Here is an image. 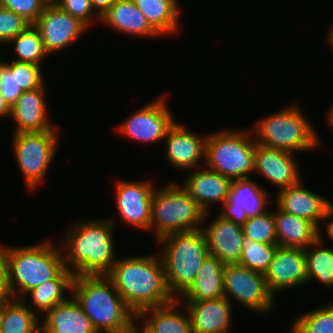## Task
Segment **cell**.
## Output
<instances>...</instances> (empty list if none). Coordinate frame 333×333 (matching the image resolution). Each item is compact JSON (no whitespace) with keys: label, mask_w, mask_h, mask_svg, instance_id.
<instances>
[{"label":"cell","mask_w":333,"mask_h":333,"mask_svg":"<svg viewBox=\"0 0 333 333\" xmlns=\"http://www.w3.org/2000/svg\"><path fill=\"white\" fill-rule=\"evenodd\" d=\"M106 276L136 316L142 310L175 299L167 286L164 265L158 253L116 259Z\"/></svg>","instance_id":"1"},{"label":"cell","mask_w":333,"mask_h":333,"mask_svg":"<svg viewBox=\"0 0 333 333\" xmlns=\"http://www.w3.org/2000/svg\"><path fill=\"white\" fill-rule=\"evenodd\" d=\"M87 219L75 221L62 235L65 268L74 276L106 275L117 259L113 237L116 221L113 217Z\"/></svg>","instance_id":"2"},{"label":"cell","mask_w":333,"mask_h":333,"mask_svg":"<svg viewBox=\"0 0 333 333\" xmlns=\"http://www.w3.org/2000/svg\"><path fill=\"white\" fill-rule=\"evenodd\" d=\"M71 295L97 333H127L136 322V315L106 275L74 276Z\"/></svg>","instance_id":"3"},{"label":"cell","mask_w":333,"mask_h":333,"mask_svg":"<svg viewBox=\"0 0 333 333\" xmlns=\"http://www.w3.org/2000/svg\"><path fill=\"white\" fill-rule=\"evenodd\" d=\"M6 257L8 284L15 299H23L42 282L55 279L64 269L61 247L50 240L30 246H1Z\"/></svg>","instance_id":"4"},{"label":"cell","mask_w":333,"mask_h":333,"mask_svg":"<svg viewBox=\"0 0 333 333\" xmlns=\"http://www.w3.org/2000/svg\"><path fill=\"white\" fill-rule=\"evenodd\" d=\"M166 283L178 299L193 283L203 261L209 255L207 239L202 228L169 234L159 239Z\"/></svg>","instance_id":"5"},{"label":"cell","mask_w":333,"mask_h":333,"mask_svg":"<svg viewBox=\"0 0 333 333\" xmlns=\"http://www.w3.org/2000/svg\"><path fill=\"white\" fill-rule=\"evenodd\" d=\"M295 104L263 117L250 127L255 142L259 145L292 153L305 152L321 145L315 128ZM256 135V136H255Z\"/></svg>","instance_id":"6"},{"label":"cell","mask_w":333,"mask_h":333,"mask_svg":"<svg viewBox=\"0 0 333 333\" xmlns=\"http://www.w3.org/2000/svg\"><path fill=\"white\" fill-rule=\"evenodd\" d=\"M207 216L182 186L169 182L154 190L149 230L154 229L158 241L169 234L202 228Z\"/></svg>","instance_id":"7"},{"label":"cell","mask_w":333,"mask_h":333,"mask_svg":"<svg viewBox=\"0 0 333 333\" xmlns=\"http://www.w3.org/2000/svg\"><path fill=\"white\" fill-rule=\"evenodd\" d=\"M255 147L250 128L208 134L204 166L231 181L248 178L254 171Z\"/></svg>","instance_id":"8"},{"label":"cell","mask_w":333,"mask_h":333,"mask_svg":"<svg viewBox=\"0 0 333 333\" xmlns=\"http://www.w3.org/2000/svg\"><path fill=\"white\" fill-rule=\"evenodd\" d=\"M59 129L13 134L12 149L28 190L33 191L46 179L58 150Z\"/></svg>","instance_id":"9"},{"label":"cell","mask_w":333,"mask_h":333,"mask_svg":"<svg viewBox=\"0 0 333 333\" xmlns=\"http://www.w3.org/2000/svg\"><path fill=\"white\" fill-rule=\"evenodd\" d=\"M223 285L224 297L230 302L233 299L254 313H267L275 307V296L269 291L263 273L239 264H227Z\"/></svg>","instance_id":"10"},{"label":"cell","mask_w":333,"mask_h":333,"mask_svg":"<svg viewBox=\"0 0 333 333\" xmlns=\"http://www.w3.org/2000/svg\"><path fill=\"white\" fill-rule=\"evenodd\" d=\"M165 103V99L159 97L139 108L116 126V132L145 144L163 141L168 129L176 121Z\"/></svg>","instance_id":"11"},{"label":"cell","mask_w":333,"mask_h":333,"mask_svg":"<svg viewBox=\"0 0 333 333\" xmlns=\"http://www.w3.org/2000/svg\"><path fill=\"white\" fill-rule=\"evenodd\" d=\"M33 25L39 31L48 55L72 46L88 30L83 22L61 10L55 3H48Z\"/></svg>","instance_id":"12"},{"label":"cell","mask_w":333,"mask_h":333,"mask_svg":"<svg viewBox=\"0 0 333 333\" xmlns=\"http://www.w3.org/2000/svg\"><path fill=\"white\" fill-rule=\"evenodd\" d=\"M249 178L231 181L227 200L221 205L222 209L218 213L241 226L248 218L265 213L266 207L273 202L268 199L271 196L267 193L269 191Z\"/></svg>","instance_id":"13"},{"label":"cell","mask_w":333,"mask_h":333,"mask_svg":"<svg viewBox=\"0 0 333 333\" xmlns=\"http://www.w3.org/2000/svg\"><path fill=\"white\" fill-rule=\"evenodd\" d=\"M117 210L120 219L139 230L149 229L151 203L155 188L150 181H120L115 184Z\"/></svg>","instance_id":"14"},{"label":"cell","mask_w":333,"mask_h":333,"mask_svg":"<svg viewBox=\"0 0 333 333\" xmlns=\"http://www.w3.org/2000/svg\"><path fill=\"white\" fill-rule=\"evenodd\" d=\"M264 277L269 291L275 298L280 291L306 285L307 267L304 249L277 246Z\"/></svg>","instance_id":"15"},{"label":"cell","mask_w":333,"mask_h":333,"mask_svg":"<svg viewBox=\"0 0 333 333\" xmlns=\"http://www.w3.org/2000/svg\"><path fill=\"white\" fill-rule=\"evenodd\" d=\"M276 193L275 205L280 210L309 220L321 232V228L326 227V220L333 202L304 187L302 180ZM322 223H324L323 226Z\"/></svg>","instance_id":"16"},{"label":"cell","mask_w":333,"mask_h":333,"mask_svg":"<svg viewBox=\"0 0 333 333\" xmlns=\"http://www.w3.org/2000/svg\"><path fill=\"white\" fill-rule=\"evenodd\" d=\"M207 136L191 132L181 122L175 121L163 140L168 163L181 171L203 167Z\"/></svg>","instance_id":"17"},{"label":"cell","mask_w":333,"mask_h":333,"mask_svg":"<svg viewBox=\"0 0 333 333\" xmlns=\"http://www.w3.org/2000/svg\"><path fill=\"white\" fill-rule=\"evenodd\" d=\"M294 154L289 151L265 147L256 143L254 171L274 186L278 191L298 184L302 178Z\"/></svg>","instance_id":"18"},{"label":"cell","mask_w":333,"mask_h":333,"mask_svg":"<svg viewBox=\"0 0 333 333\" xmlns=\"http://www.w3.org/2000/svg\"><path fill=\"white\" fill-rule=\"evenodd\" d=\"M47 90L45 83L41 88L22 92L11 108L10 118H13L16 123L13 134L43 132L59 128L49 118L45 98Z\"/></svg>","instance_id":"19"},{"label":"cell","mask_w":333,"mask_h":333,"mask_svg":"<svg viewBox=\"0 0 333 333\" xmlns=\"http://www.w3.org/2000/svg\"><path fill=\"white\" fill-rule=\"evenodd\" d=\"M207 239L209 255L224 265L238 264L243 250V228L231 220L217 215L214 221L202 227Z\"/></svg>","instance_id":"20"},{"label":"cell","mask_w":333,"mask_h":333,"mask_svg":"<svg viewBox=\"0 0 333 333\" xmlns=\"http://www.w3.org/2000/svg\"><path fill=\"white\" fill-rule=\"evenodd\" d=\"M192 326V333H228L231 331L232 302L226 297L200 301H183Z\"/></svg>","instance_id":"21"},{"label":"cell","mask_w":333,"mask_h":333,"mask_svg":"<svg viewBox=\"0 0 333 333\" xmlns=\"http://www.w3.org/2000/svg\"><path fill=\"white\" fill-rule=\"evenodd\" d=\"M181 186L194 198L205 213L212 205L223 204L228 197L231 180L205 166L188 172Z\"/></svg>","instance_id":"22"},{"label":"cell","mask_w":333,"mask_h":333,"mask_svg":"<svg viewBox=\"0 0 333 333\" xmlns=\"http://www.w3.org/2000/svg\"><path fill=\"white\" fill-rule=\"evenodd\" d=\"M68 295L67 300L45 313L41 333H97L71 292Z\"/></svg>","instance_id":"23"},{"label":"cell","mask_w":333,"mask_h":333,"mask_svg":"<svg viewBox=\"0 0 333 333\" xmlns=\"http://www.w3.org/2000/svg\"><path fill=\"white\" fill-rule=\"evenodd\" d=\"M182 303L175 298L168 304L142 310L136 316V321L141 322L140 326L147 333H192L187 309L184 312L177 309Z\"/></svg>","instance_id":"24"},{"label":"cell","mask_w":333,"mask_h":333,"mask_svg":"<svg viewBox=\"0 0 333 333\" xmlns=\"http://www.w3.org/2000/svg\"><path fill=\"white\" fill-rule=\"evenodd\" d=\"M100 22L114 30L135 37L158 38L160 36L132 0H116L101 16Z\"/></svg>","instance_id":"25"},{"label":"cell","mask_w":333,"mask_h":333,"mask_svg":"<svg viewBox=\"0 0 333 333\" xmlns=\"http://www.w3.org/2000/svg\"><path fill=\"white\" fill-rule=\"evenodd\" d=\"M277 244L280 247L306 249L322 232L309 220L286 213L275 206Z\"/></svg>","instance_id":"26"},{"label":"cell","mask_w":333,"mask_h":333,"mask_svg":"<svg viewBox=\"0 0 333 333\" xmlns=\"http://www.w3.org/2000/svg\"><path fill=\"white\" fill-rule=\"evenodd\" d=\"M224 267L217 257L208 255L193 283L178 299L200 301L224 297Z\"/></svg>","instance_id":"27"},{"label":"cell","mask_w":333,"mask_h":333,"mask_svg":"<svg viewBox=\"0 0 333 333\" xmlns=\"http://www.w3.org/2000/svg\"><path fill=\"white\" fill-rule=\"evenodd\" d=\"M145 15L151 27L160 35L167 36L179 31L180 11L178 0H132Z\"/></svg>","instance_id":"28"},{"label":"cell","mask_w":333,"mask_h":333,"mask_svg":"<svg viewBox=\"0 0 333 333\" xmlns=\"http://www.w3.org/2000/svg\"><path fill=\"white\" fill-rule=\"evenodd\" d=\"M73 280L74 273L65 268L55 279L42 282L38 287L29 291L22 300L26 301V297L29 295V298L31 297V300H29L32 305L31 309L36 313L44 312V315L55 305L69 298L65 295V292L72 291Z\"/></svg>","instance_id":"29"},{"label":"cell","mask_w":333,"mask_h":333,"mask_svg":"<svg viewBox=\"0 0 333 333\" xmlns=\"http://www.w3.org/2000/svg\"><path fill=\"white\" fill-rule=\"evenodd\" d=\"M22 299L3 302L1 333H41V319Z\"/></svg>","instance_id":"30"},{"label":"cell","mask_w":333,"mask_h":333,"mask_svg":"<svg viewBox=\"0 0 333 333\" xmlns=\"http://www.w3.org/2000/svg\"><path fill=\"white\" fill-rule=\"evenodd\" d=\"M323 239L321 235L314 243L304 249L307 284L313 280H318L322 285L331 288L333 286V248H322L324 246L322 245Z\"/></svg>","instance_id":"31"},{"label":"cell","mask_w":333,"mask_h":333,"mask_svg":"<svg viewBox=\"0 0 333 333\" xmlns=\"http://www.w3.org/2000/svg\"><path fill=\"white\" fill-rule=\"evenodd\" d=\"M8 45L14 46L15 57L13 61L25 62L34 65H39L48 57L43 47V41L39 31L31 24L25 31L21 32L10 40Z\"/></svg>","instance_id":"32"},{"label":"cell","mask_w":333,"mask_h":333,"mask_svg":"<svg viewBox=\"0 0 333 333\" xmlns=\"http://www.w3.org/2000/svg\"><path fill=\"white\" fill-rule=\"evenodd\" d=\"M291 329L295 333H333V303L299 314Z\"/></svg>","instance_id":"33"},{"label":"cell","mask_w":333,"mask_h":333,"mask_svg":"<svg viewBox=\"0 0 333 333\" xmlns=\"http://www.w3.org/2000/svg\"><path fill=\"white\" fill-rule=\"evenodd\" d=\"M242 245V255L238 264L265 274L278 244H264L244 237Z\"/></svg>","instance_id":"34"},{"label":"cell","mask_w":333,"mask_h":333,"mask_svg":"<svg viewBox=\"0 0 333 333\" xmlns=\"http://www.w3.org/2000/svg\"><path fill=\"white\" fill-rule=\"evenodd\" d=\"M243 235L264 244H277L274 211L248 218L242 226Z\"/></svg>","instance_id":"35"},{"label":"cell","mask_w":333,"mask_h":333,"mask_svg":"<svg viewBox=\"0 0 333 333\" xmlns=\"http://www.w3.org/2000/svg\"><path fill=\"white\" fill-rule=\"evenodd\" d=\"M30 25L24 17L0 5V44H7Z\"/></svg>","instance_id":"36"},{"label":"cell","mask_w":333,"mask_h":333,"mask_svg":"<svg viewBox=\"0 0 333 333\" xmlns=\"http://www.w3.org/2000/svg\"><path fill=\"white\" fill-rule=\"evenodd\" d=\"M22 92L16 81V61L4 62L0 67V94L12 108Z\"/></svg>","instance_id":"37"},{"label":"cell","mask_w":333,"mask_h":333,"mask_svg":"<svg viewBox=\"0 0 333 333\" xmlns=\"http://www.w3.org/2000/svg\"><path fill=\"white\" fill-rule=\"evenodd\" d=\"M54 3L88 28L97 21L100 23L101 17L94 11L91 0H56Z\"/></svg>","instance_id":"38"},{"label":"cell","mask_w":333,"mask_h":333,"mask_svg":"<svg viewBox=\"0 0 333 333\" xmlns=\"http://www.w3.org/2000/svg\"><path fill=\"white\" fill-rule=\"evenodd\" d=\"M42 66L16 61V81L21 90L28 91L41 88L44 82Z\"/></svg>","instance_id":"39"},{"label":"cell","mask_w":333,"mask_h":333,"mask_svg":"<svg viewBox=\"0 0 333 333\" xmlns=\"http://www.w3.org/2000/svg\"><path fill=\"white\" fill-rule=\"evenodd\" d=\"M48 4L46 0H0L2 7L8 8L33 24Z\"/></svg>","instance_id":"40"},{"label":"cell","mask_w":333,"mask_h":333,"mask_svg":"<svg viewBox=\"0 0 333 333\" xmlns=\"http://www.w3.org/2000/svg\"><path fill=\"white\" fill-rule=\"evenodd\" d=\"M13 298L8 284L6 257L0 246V302H7Z\"/></svg>","instance_id":"41"},{"label":"cell","mask_w":333,"mask_h":333,"mask_svg":"<svg viewBox=\"0 0 333 333\" xmlns=\"http://www.w3.org/2000/svg\"><path fill=\"white\" fill-rule=\"evenodd\" d=\"M116 0H91L94 11L101 17Z\"/></svg>","instance_id":"42"},{"label":"cell","mask_w":333,"mask_h":333,"mask_svg":"<svg viewBox=\"0 0 333 333\" xmlns=\"http://www.w3.org/2000/svg\"><path fill=\"white\" fill-rule=\"evenodd\" d=\"M11 115V107L0 94V117L8 118Z\"/></svg>","instance_id":"43"},{"label":"cell","mask_w":333,"mask_h":333,"mask_svg":"<svg viewBox=\"0 0 333 333\" xmlns=\"http://www.w3.org/2000/svg\"><path fill=\"white\" fill-rule=\"evenodd\" d=\"M327 220H328V222L326 223V234L329 238H331L333 240V204L331 206ZM329 220H330V222H329Z\"/></svg>","instance_id":"44"},{"label":"cell","mask_w":333,"mask_h":333,"mask_svg":"<svg viewBox=\"0 0 333 333\" xmlns=\"http://www.w3.org/2000/svg\"><path fill=\"white\" fill-rule=\"evenodd\" d=\"M137 321L132 325L131 329L127 333H147L142 327L137 326Z\"/></svg>","instance_id":"45"},{"label":"cell","mask_w":333,"mask_h":333,"mask_svg":"<svg viewBox=\"0 0 333 333\" xmlns=\"http://www.w3.org/2000/svg\"><path fill=\"white\" fill-rule=\"evenodd\" d=\"M327 123L331 128H333V105H331L330 110H327Z\"/></svg>","instance_id":"46"},{"label":"cell","mask_w":333,"mask_h":333,"mask_svg":"<svg viewBox=\"0 0 333 333\" xmlns=\"http://www.w3.org/2000/svg\"><path fill=\"white\" fill-rule=\"evenodd\" d=\"M329 29L330 30H328L329 32L327 35V40H328V44L331 45L330 47L333 49V25H331V27Z\"/></svg>","instance_id":"47"},{"label":"cell","mask_w":333,"mask_h":333,"mask_svg":"<svg viewBox=\"0 0 333 333\" xmlns=\"http://www.w3.org/2000/svg\"><path fill=\"white\" fill-rule=\"evenodd\" d=\"M2 318H3V302H0V333H1V326H2Z\"/></svg>","instance_id":"48"},{"label":"cell","mask_w":333,"mask_h":333,"mask_svg":"<svg viewBox=\"0 0 333 333\" xmlns=\"http://www.w3.org/2000/svg\"><path fill=\"white\" fill-rule=\"evenodd\" d=\"M48 3H54L56 0H46Z\"/></svg>","instance_id":"49"},{"label":"cell","mask_w":333,"mask_h":333,"mask_svg":"<svg viewBox=\"0 0 333 333\" xmlns=\"http://www.w3.org/2000/svg\"><path fill=\"white\" fill-rule=\"evenodd\" d=\"M1 57H0V67L4 64V62L1 61Z\"/></svg>","instance_id":"50"}]
</instances>
